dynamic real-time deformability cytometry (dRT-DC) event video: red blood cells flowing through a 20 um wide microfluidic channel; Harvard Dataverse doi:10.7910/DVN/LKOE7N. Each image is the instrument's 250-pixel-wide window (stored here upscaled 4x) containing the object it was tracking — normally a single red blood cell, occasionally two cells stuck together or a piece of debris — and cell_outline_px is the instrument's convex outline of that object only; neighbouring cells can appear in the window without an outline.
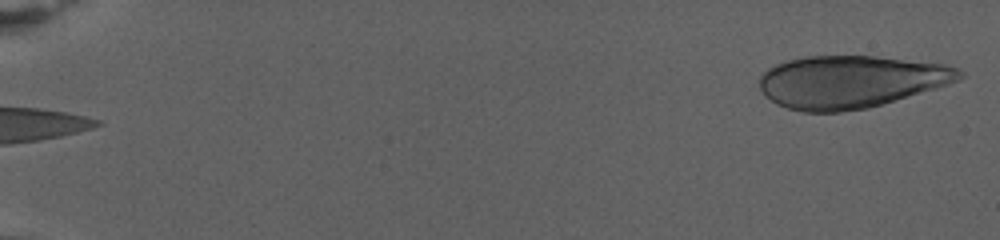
{"species": "human", "species_latin": "Homo sapiens", "temperature_condition": "warm", "stored_images_in_passage": 30, "camera_frame_rate_fps": 3000, "um_per_image_px": 0.085, "donor": {"sex": "female"}, "frame": {"image": 1, "passage_image": 1, "time_ms": 0.0, "image_size_px": [1000, 240], "cell_outline_px": [[964, 76], [960, 80], [936, 88], [868, 108], [840, 112], [804, 112], [788, 108], [776, 104], [764, 96], [760, 88], [760, 76], [768, 68], [776, 64], [788, 60], [804, 56], [876, 56], [944, 64], [956, 68], [964, 72]], "centroid_in_image_um": [72.29, 6.95], "position_along_channel_um": 12.7, "area_um2": 61.15}}